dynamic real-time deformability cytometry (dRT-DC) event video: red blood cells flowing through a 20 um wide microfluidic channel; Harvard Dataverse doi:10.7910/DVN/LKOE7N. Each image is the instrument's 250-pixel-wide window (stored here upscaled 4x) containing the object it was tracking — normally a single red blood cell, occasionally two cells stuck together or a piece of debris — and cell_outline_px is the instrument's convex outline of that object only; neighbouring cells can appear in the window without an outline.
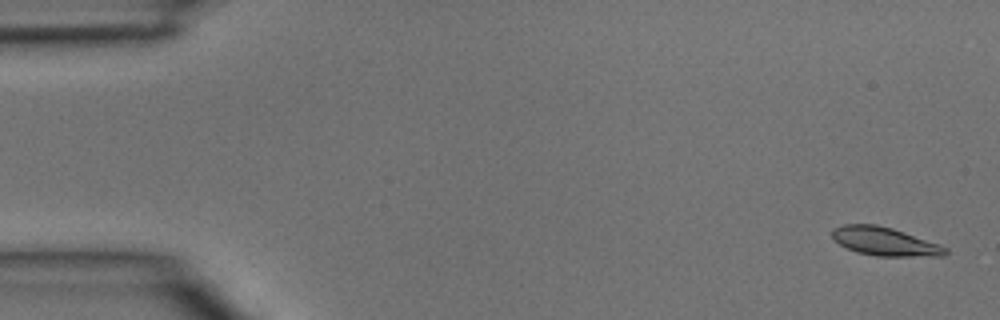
{"species": "common noctule bat (a hibernating species)", "species_latin": "Nyctalus noctula", "temperature_condition": "room temperature", "stored_images_in_passage": 5, "camera_frame_rate_fps": 3000, "um_per_image_px": 0.085, "animal": {"sex": "male", "body_mass_g": 15.6}, "frame": {"image": 1, "passage_image": 1, "time_ms": 0.0, "image_size_px": [1000, 320], "cell_outline_px": [[948, 252], [944, 256], [876, 256], [856, 252], [840, 244], [832, 236], [832, 228], [844, 224], [876, 224], [892, 228], [940, 244], [948, 248]], "centroid_in_image_um": [75.22, 20.52], "position_along_channel_um": 9.8, "area_um2": 18.79}}